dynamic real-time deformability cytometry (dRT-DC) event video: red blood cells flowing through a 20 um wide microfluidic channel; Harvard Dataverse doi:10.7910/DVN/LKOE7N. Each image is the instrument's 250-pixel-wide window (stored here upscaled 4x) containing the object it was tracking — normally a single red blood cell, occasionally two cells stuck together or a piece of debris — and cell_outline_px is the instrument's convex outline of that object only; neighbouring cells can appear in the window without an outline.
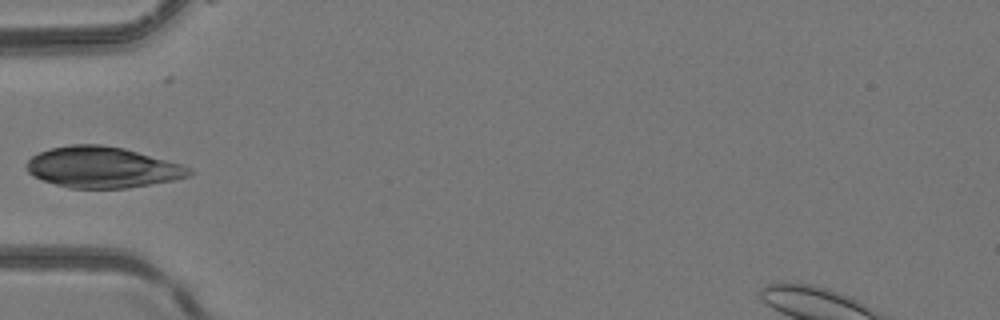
{"species": "common noctule bat (a hibernating species)", "species_latin": "Nyctalus noctula", "temperature_condition": "room temperature", "stored_images_in_passage": 4, "camera_frame_rate_fps": 3000, "um_per_image_px": 0.085, "animal": {"sex": "female", "body_mass_g": 24.6, "forearm_length_mm": 56.2}, "frame": {"image": 1, "passage_image": 4, "time_ms": 1.0, "image_size_px": [1000, 320], "cell_outline_px": [[196, 172], [192, 176], [176, 180], [128, 188], [68, 188], [32, 176], [24, 168], [24, 164], [32, 156], [40, 152], [52, 148], [72, 144], [100, 144], [124, 148], [184, 164], [192, 168]], "centroid_in_image_um": [8.76, 14.22], "position_along_channel_um": 76.2, "area_um2": 39.36}}